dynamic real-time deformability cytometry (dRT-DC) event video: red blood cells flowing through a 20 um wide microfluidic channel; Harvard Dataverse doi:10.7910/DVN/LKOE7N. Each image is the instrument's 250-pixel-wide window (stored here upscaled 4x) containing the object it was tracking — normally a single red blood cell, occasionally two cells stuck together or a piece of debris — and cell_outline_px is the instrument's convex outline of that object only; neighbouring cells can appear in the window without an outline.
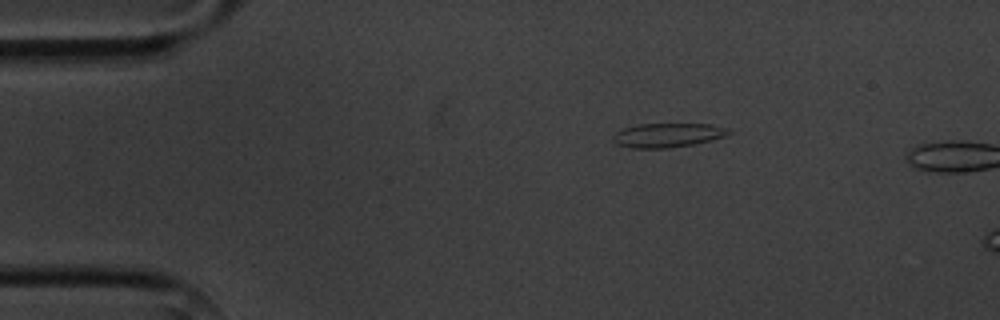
{"species": "common noctule bat (a hibernating species)", "species_latin": "Nyctalus noctula", "temperature_condition": "cold", "stored_images_in_passage": 3, "camera_frame_rate_fps": 3000, "um_per_image_px": 0.085, "animal": {"sex": "male", "body_mass_g": 20.1, "forearm_length_mm": 53.5}, "frame": {"image": 1, "passage_image": 3, "time_ms": 3.333, "image_size_px": [1000, 320], "cell_outline_px": [[732, 132], [724, 136], [712, 140], [692, 144], [664, 148], [632, 148], [616, 144], [612, 140], [612, 136], [616, 132], [624, 128], [640, 124], [708, 124], [728, 128]], "centroid_in_image_um": [56.73, 11.49], "position_along_channel_um": 28.3, "area_um2": 16.13}}